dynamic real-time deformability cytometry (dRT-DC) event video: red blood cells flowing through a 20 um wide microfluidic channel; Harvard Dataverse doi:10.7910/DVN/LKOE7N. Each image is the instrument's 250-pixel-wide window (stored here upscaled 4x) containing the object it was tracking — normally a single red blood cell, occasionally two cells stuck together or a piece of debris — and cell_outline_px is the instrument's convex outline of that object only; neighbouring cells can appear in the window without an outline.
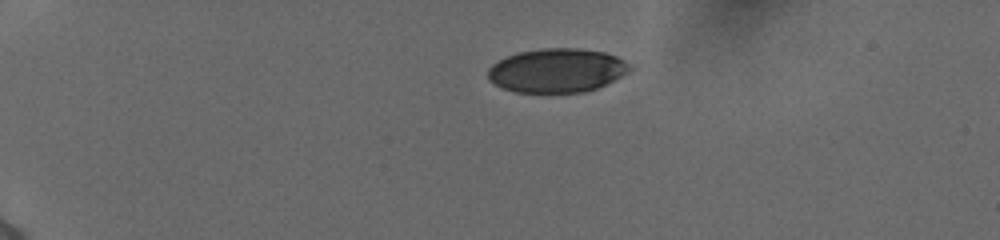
{"species": "human", "species_latin": "Homo sapiens", "temperature_condition": "cold", "stored_images_in_passage": 42, "camera_frame_rate_fps": 3000, "um_per_image_px": 0.085, "donor": {"sex": "female"}, "frame": {"image": 1, "passage_image": 1, "time_ms": 0.0, "image_size_px": [1000, 240], "cell_outline_px": [[636, 68], [596, 88], [584, 92], [516, 92], [504, 88], [488, 80], [488, 68], [492, 64], [508, 56], [520, 52], [544, 48], [576, 48], [604, 52], [616, 56], [632, 64]], "centroid_in_image_um": [47.36, 5.98], "position_along_channel_um": 37.6, "area_um2": 36.13}}
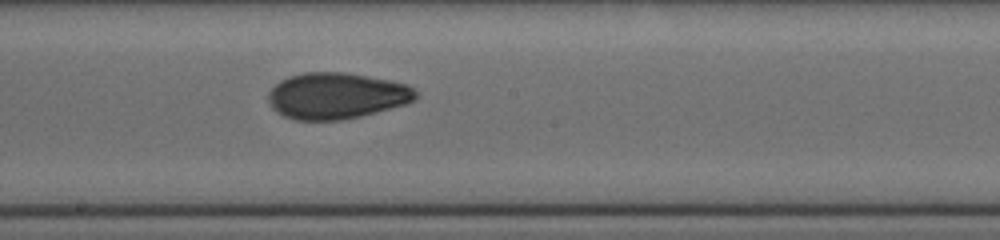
{"frame": {"image": 2, "passage_image": 21, "time_ms": 6.667, "image_size_px": [1000, 240], "cell_outline_px": [[416, 100], [404, 104], [376, 112], [360, 116], [340, 120], [296, 120], [284, 116], [276, 112], [272, 108], [268, 100], [268, 92], [280, 80], [288, 76], [304, 72], [344, 72], [388, 80], [408, 84], [416, 92]], "centroid_in_image_um": [28.56, 8.14], "position_along_channel_um": 219.6, "area_um2": 39.65}}
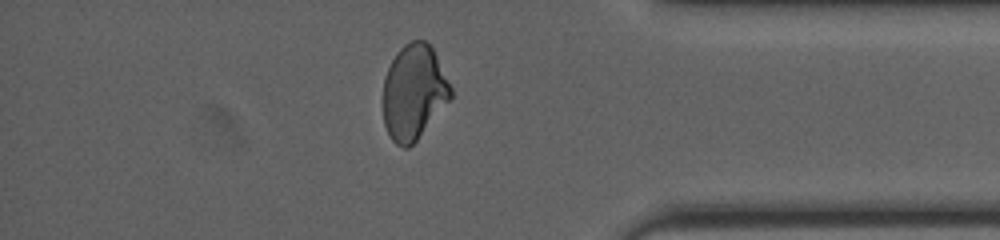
{"frame": {"image": 3, "passage_image": 36, "time_ms": 11.667, "image_size_px": [1000, 240], "cell_outline_px": [[452, 96], [416, 140], [408, 148], [404, 148], [396, 144], [392, 140], [384, 124], [384, 76], [396, 52], [404, 44], [412, 40], [424, 40], [432, 48], [452, 88]], "centroid_in_image_um": [35.16, 7.82], "position_along_channel_um": 400.0, "area_um2": 36.88}, "authors_computed_cell_mechanics": {"area_um2": 38.5526, "velocity_mm_per_s": 3.892, "shape_relaxation_time_tau1_ms": null, "shape_relaxation_time_tau2_ms": 1.9818, "deformation_change_tau1": null, "deformation_change_tau2": 0.069}}